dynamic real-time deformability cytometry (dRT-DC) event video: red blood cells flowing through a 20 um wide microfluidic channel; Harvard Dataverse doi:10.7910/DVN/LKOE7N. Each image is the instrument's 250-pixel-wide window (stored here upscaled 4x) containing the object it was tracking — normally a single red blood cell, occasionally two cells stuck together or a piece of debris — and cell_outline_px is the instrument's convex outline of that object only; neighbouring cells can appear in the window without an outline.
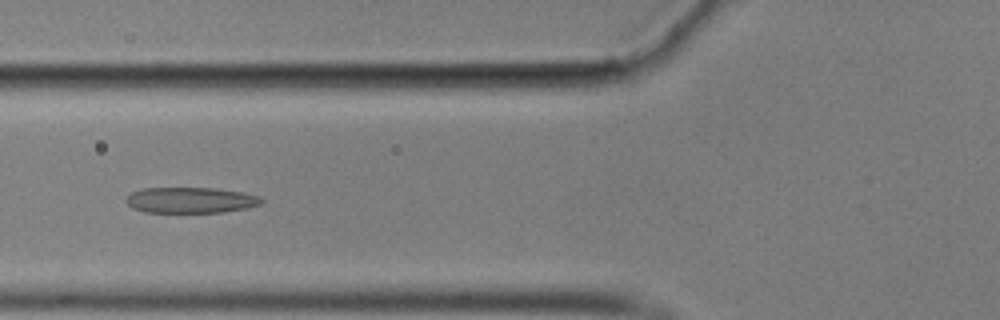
{"species": "common noctule bat (a hibernating species)", "species_latin": "Nyctalus noctula", "temperature_condition": "cold", "stored_images_in_passage": 41, "segment_of_instrument_passage": [1, 2], "camera_frame_rate_fps": 3000, "um_per_image_px": 0.085, "animal": {"sex": "male", "body_mass_g": 17.9}, "frame": {"image": 1, "passage_image": 5, "time_ms": 1.333, "image_size_px": [1000, 320], "cell_outline_px": [[264, 200], [260, 204], [248, 208], [224, 212], [144, 212], [132, 208], [124, 200], [132, 192], [144, 188], [216, 188], [240, 192], [260, 196]], "centroid_in_image_um": [16.21, 17.01], "position_along_channel_um": 109.6, "area_um2": 20.35}}
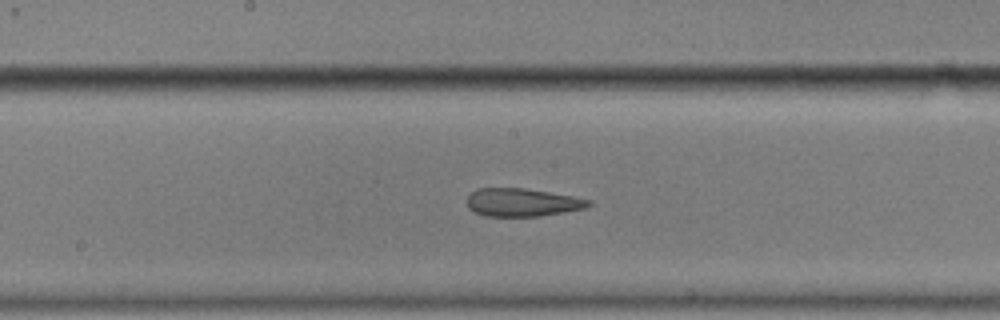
{"frame": {"image": 2, "passage_image": 13, "time_ms": 4.0, "image_size_px": [1000, 320], "cell_outline_px": [[592, 204], [588, 208], [540, 216], [484, 216], [468, 208], [468, 196], [476, 188], [524, 188], [572, 196], [592, 200]], "centroid_in_image_um": [44.42, 17.2], "position_along_channel_um": 203.8, "area_um2": 19.88}}
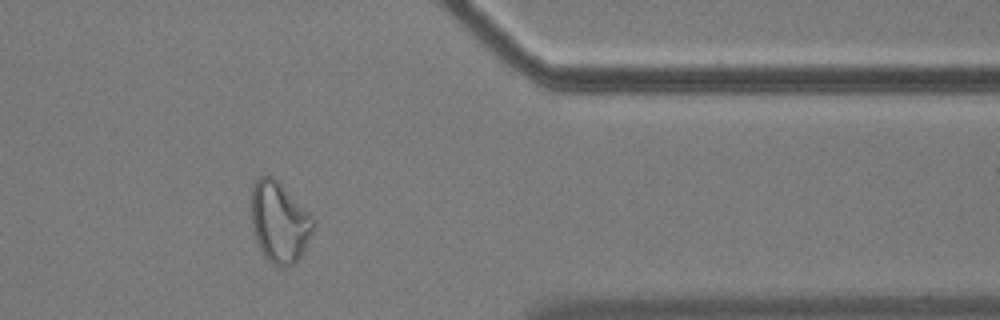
{"frame": {"image": 3, "passage_image": 30, "time_ms": 9.667, "image_size_px": [1000, 320], "cell_outline_px": [[316, 228], [300, 256], [288, 268], [280, 268], [272, 264], [264, 256], [256, 240], [252, 228], [252, 188], [256, 176], [272, 176], [316, 220]], "centroid_in_image_um": [23.76, 18.91], "position_along_channel_um": 387.6, "area_um2": 29.13}}